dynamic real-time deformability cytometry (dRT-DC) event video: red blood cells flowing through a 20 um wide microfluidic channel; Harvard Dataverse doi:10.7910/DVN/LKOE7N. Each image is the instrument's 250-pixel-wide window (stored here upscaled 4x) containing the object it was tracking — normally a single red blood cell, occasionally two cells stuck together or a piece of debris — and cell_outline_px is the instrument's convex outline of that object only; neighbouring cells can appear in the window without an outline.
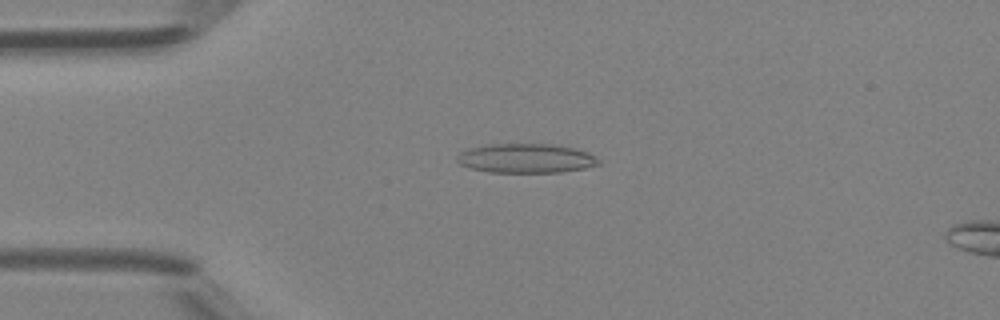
{"species": "Egyptian fruit bat (a non-hibernating species)", "species_latin": "Rousettus aegyptiacus", "temperature_condition": "room temperature", "stored_images_in_passage": 48, "camera_frame_rate_fps": 3000, "um_per_image_px": 0.085, "animal": {"sex": "female"}, "frame": {"image": 1, "passage_image": 12, "time_ms": 3.667, "image_size_px": [1000, 320], "cell_outline_px": [[600, 164], [584, 168], [560, 172], [488, 172], [468, 168], [460, 164], [456, 160], [456, 156], [460, 152], [468, 148], [488, 144], [552, 144], [576, 148], [588, 152], [596, 156], [600, 160]], "centroid_in_image_um": [44.69, 13.45], "position_along_channel_um": 40.3, "area_um2": 24.39}}
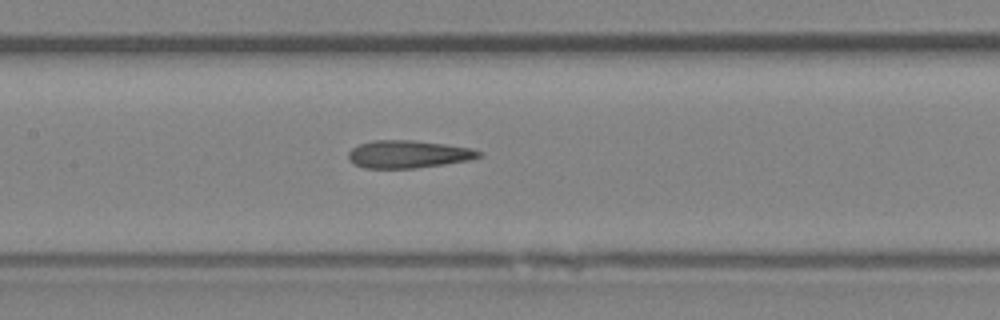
{"frame": {"image": 2, "passage_image": 23, "time_ms": 7.333, "image_size_px": [1000, 320], "cell_outline_px": [[484, 156], [468, 160], [444, 164], [416, 168], [364, 168], [348, 160], [348, 152], [352, 148], [360, 144], [372, 140], [416, 140], [472, 148], [484, 152]], "centroid_in_image_um": [34.73, 13.1], "position_along_channel_um": 172.7, "area_um2": 21.15}}
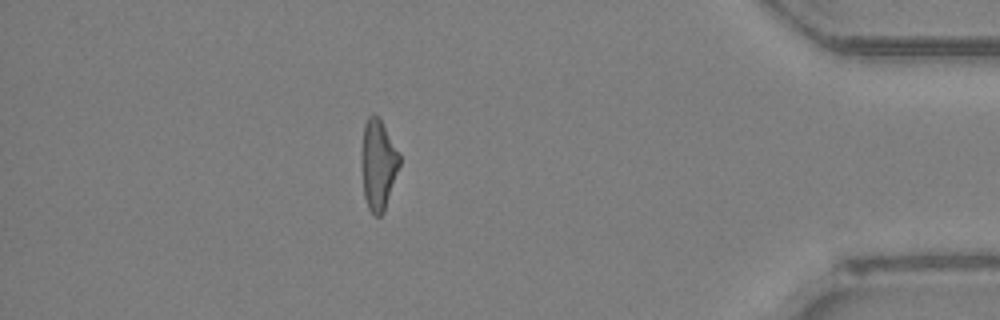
{"frame": {"image": 3, "passage_image": 42, "time_ms": 13.667, "image_size_px": [1000, 320], "cell_outline_px": [[400, 164], [384, 212], [380, 216], [376, 216], [368, 208], [364, 196], [360, 160], [364, 124], [368, 116], [372, 112], [376, 112], [400, 156]], "centroid_in_image_um": [32.11, 13.97], "position_along_channel_um": 403.1, "area_um2": 20.06}, "authors_computed_cell_mechanics": {"area_um2": 21.3282, "velocity_mm_per_s": 4.3452, "shape_relaxation_time_tau1_ms": null, "shape_relaxation_time_tau2_ms": 2.234, "deformation_change_tau1": null, "deformation_change_tau2": 0.1425}}